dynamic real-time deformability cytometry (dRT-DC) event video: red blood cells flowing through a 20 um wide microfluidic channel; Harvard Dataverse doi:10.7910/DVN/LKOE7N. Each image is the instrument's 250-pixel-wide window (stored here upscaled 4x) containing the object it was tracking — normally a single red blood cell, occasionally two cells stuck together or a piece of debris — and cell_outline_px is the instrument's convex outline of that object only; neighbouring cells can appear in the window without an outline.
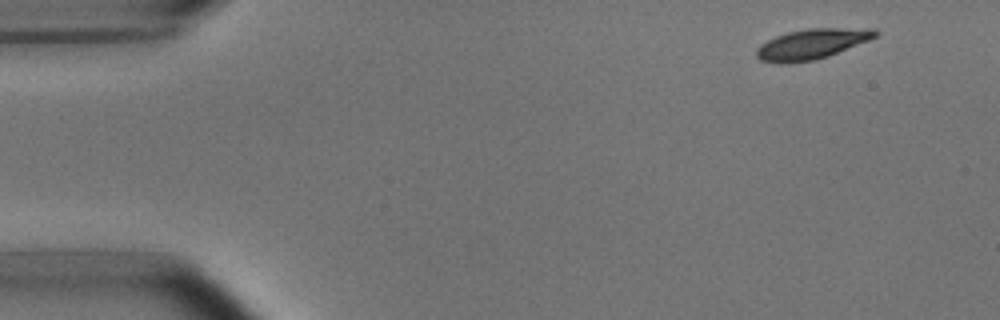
{"species": "common noctule bat (a hibernating species)", "species_latin": "Nyctalus noctula", "temperature_condition": "room temperature", "stored_images_in_passage": 5, "camera_frame_rate_fps": 3000, "um_per_image_px": 0.085, "animal": {"sex": "male", "body_mass_g": 15.6}, "frame": {"image": 1, "passage_image": 1, "time_ms": 0.0, "image_size_px": [1000, 320], "cell_outline_px": [[880, 32], [876, 36], [868, 40], [828, 56], [812, 60], [788, 64], [776, 64], [760, 60], [756, 56], [756, 48], [760, 44], [776, 36], [788, 32], [808, 28], [876, 28]], "centroid_in_image_um": [68.97, 3.74], "position_along_channel_um": 16.0, "area_um2": 21.04}}